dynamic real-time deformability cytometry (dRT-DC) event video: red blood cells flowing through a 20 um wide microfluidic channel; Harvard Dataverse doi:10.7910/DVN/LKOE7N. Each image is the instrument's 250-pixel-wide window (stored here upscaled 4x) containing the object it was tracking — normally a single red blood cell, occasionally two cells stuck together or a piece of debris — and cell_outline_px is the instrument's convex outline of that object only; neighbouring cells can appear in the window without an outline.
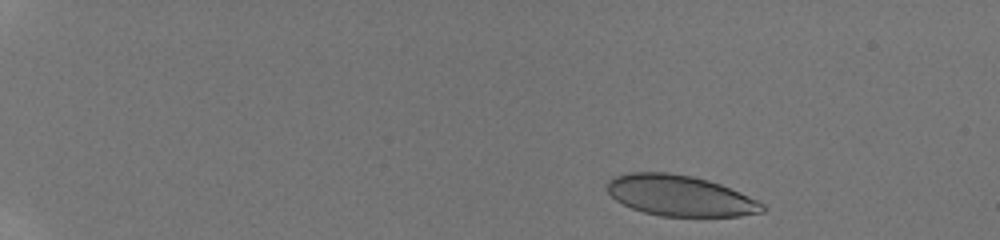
{"species": "human", "species_latin": "Homo sapiens", "temperature_condition": "room temperature", "stored_images_in_passage": 46, "camera_frame_rate_fps": 3000, "um_per_image_px": 0.085, "donor": {"sex": "male"}, "frame": {"image": 1, "passage_image": 2, "time_ms": 0.333, "image_size_px": [1000, 240], "cell_outline_px": [[768, 208], [764, 212], [740, 216], [660, 216], [644, 212], [632, 208], [616, 200], [608, 192], [608, 180], [612, 176], [628, 172], [668, 172], [692, 176], [708, 180], [720, 184], [740, 192], [764, 204]], "centroid_in_image_um": [57.81, 16.63], "position_along_channel_um": 27.2, "area_um2": 36.93}}
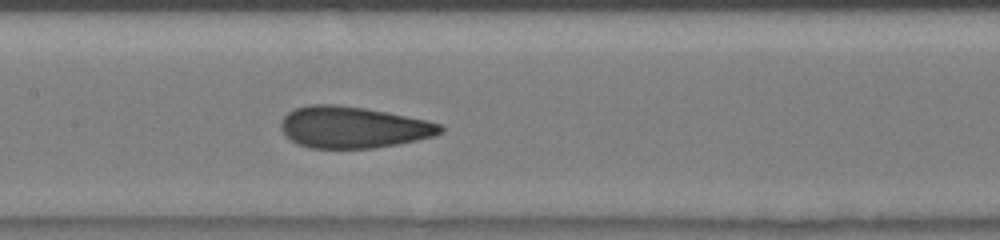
{"frame": {"image": 2, "passage_image": 23, "time_ms": 7.333, "image_size_px": [1000, 240], "cell_outline_px": [[444, 132], [432, 136], [416, 140], [396, 144], [372, 148], [308, 148], [296, 144], [284, 136], [280, 128], [280, 124], [284, 116], [288, 112], [296, 108], [308, 104], [336, 104], [364, 108], [428, 120], [440, 124], [444, 128]], "centroid_in_image_um": [29.96, 10.82], "position_along_channel_um": 177.4, "area_um2": 38.73}}
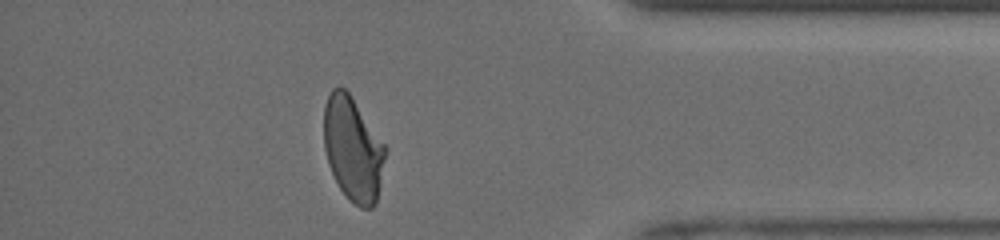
{"frame": {"image": 3, "passage_image": 40, "time_ms": 13.333, "image_size_px": [1000, 240], "cell_outline_px": [[388, 148], [376, 204], [372, 208], [360, 208], [348, 200], [340, 188], [328, 164], [324, 148], [324, 104], [332, 88], [344, 88], [348, 92]], "centroid_in_image_um": [30.01, 12.69], "position_along_channel_um": 405.2, "area_um2": 37.45}, "authors_computed_cell_mechanics": {"area_um2": 38.3503, "velocity_mm_per_s": 4.1174, "shape_relaxation_time_tau1_ms": 5.3858, "shape_relaxation_time_tau2_ms": 0.7568, "deformation_change_tau1": 0.1847, "deformation_change_tau2": 0.0723}}